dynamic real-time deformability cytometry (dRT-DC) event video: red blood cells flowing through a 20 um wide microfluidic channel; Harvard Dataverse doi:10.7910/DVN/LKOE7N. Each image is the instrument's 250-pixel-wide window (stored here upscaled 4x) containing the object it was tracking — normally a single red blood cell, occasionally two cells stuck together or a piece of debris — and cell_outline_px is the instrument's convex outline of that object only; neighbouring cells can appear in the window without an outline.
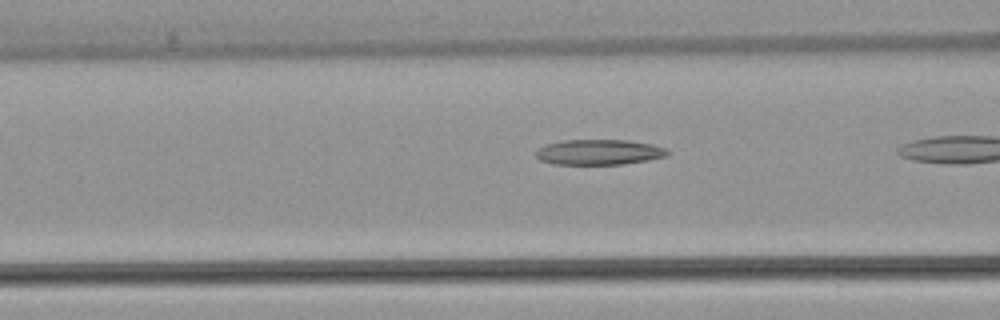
{"species": "common noctule bat (a hibernating species)", "species_latin": "Nyctalus noctula", "temperature_condition": "warm", "stored_images_in_passage": 6, "segment_of_instrument_passage": [2, 2], "camera_frame_rate_fps": 3000, "um_per_image_px": 0.085, "animal": {"sex": "female", "body_mass_g": 22.7, "forearm_length_mm": 54.2}, "frame": {"image": 1, "passage_image": 6, "time_ms": 6.0, "image_size_px": [1000, 320], "cell_outline_px": [[672, 152], [668, 156], [648, 160], [624, 164], [552, 164], [540, 160], [536, 156], [536, 152], [540, 148], [548, 144], [564, 140], [628, 140], [652, 144], [664, 148]], "centroid_in_image_um": [50.97, 12.93], "position_along_channel_um": 115.6, "area_um2": 19.42}}